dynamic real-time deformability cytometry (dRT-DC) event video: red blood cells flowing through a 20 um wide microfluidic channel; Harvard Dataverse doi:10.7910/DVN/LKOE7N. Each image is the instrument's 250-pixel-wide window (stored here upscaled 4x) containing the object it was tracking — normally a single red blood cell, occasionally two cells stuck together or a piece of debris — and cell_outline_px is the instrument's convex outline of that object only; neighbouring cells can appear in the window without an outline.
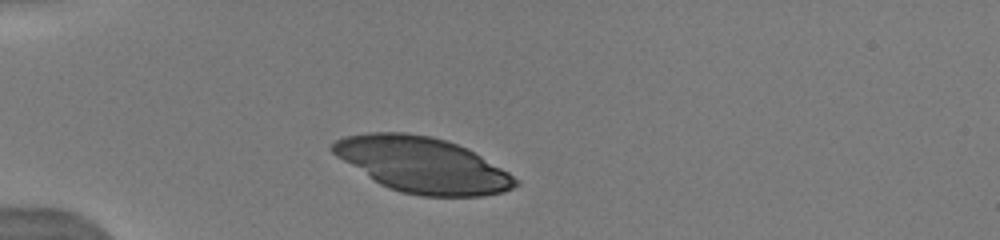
{"species": "human", "species_latin": "Homo sapiens", "temperature_condition": "warm", "stored_images_in_passage": 25, "camera_frame_rate_fps": 3000, "um_per_image_px": 0.085, "donor": {"sex": "male"}, "frame": {"image": 1, "passage_image": 1, "time_ms": 0.0, "image_size_px": [1000, 240], "cell_outline_px": [[520, 184], [504, 192], [480, 196], [420, 196], [400, 192], [388, 188], [380, 184], [336, 156], [328, 148], [336, 140], [344, 136], [368, 132], [408, 132], [432, 136], [468, 148], [508, 172], [520, 180]], "centroid_in_image_um": [35.9, 14.01], "position_along_channel_um": 49.1, "area_um2": 59.07}}